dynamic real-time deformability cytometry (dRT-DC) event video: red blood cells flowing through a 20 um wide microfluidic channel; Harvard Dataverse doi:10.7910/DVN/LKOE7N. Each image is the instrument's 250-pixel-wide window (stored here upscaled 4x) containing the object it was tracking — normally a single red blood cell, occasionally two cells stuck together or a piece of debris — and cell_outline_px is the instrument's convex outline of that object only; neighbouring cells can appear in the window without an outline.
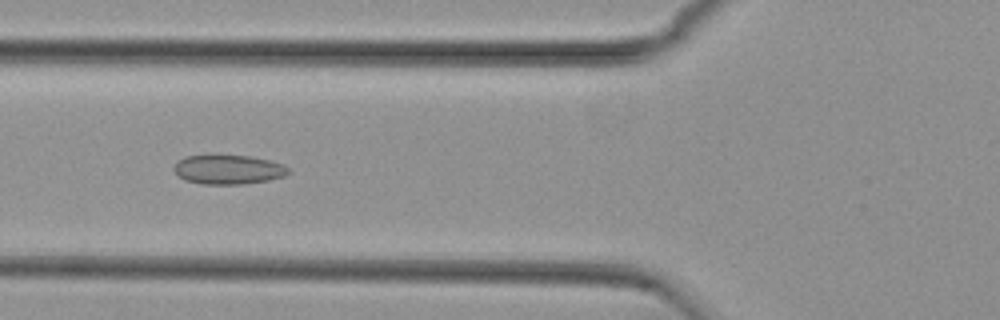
{"species": "common noctule bat (a hibernating species)", "species_latin": "Nyctalus noctula", "temperature_condition": "cold", "stored_images_in_passage": 55, "camera_frame_rate_fps": 3000, "um_per_image_px": 0.085, "animal": {"sex": "female", "body_mass_g": 29.2, "forearm_length_mm": 56.3}, "frame": {"image": 1, "passage_image": 21, "time_ms": 6.667, "image_size_px": [1000, 320], "cell_outline_px": [[292, 172], [284, 176], [268, 180], [244, 184], [200, 184], [184, 180], [172, 168], [184, 156], [212, 152], [248, 156], [268, 160], [284, 164]], "centroid_in_image_um": [19.38, 14.37], "position_along_channel_um": 106.4, "area_um2": 20.29}}
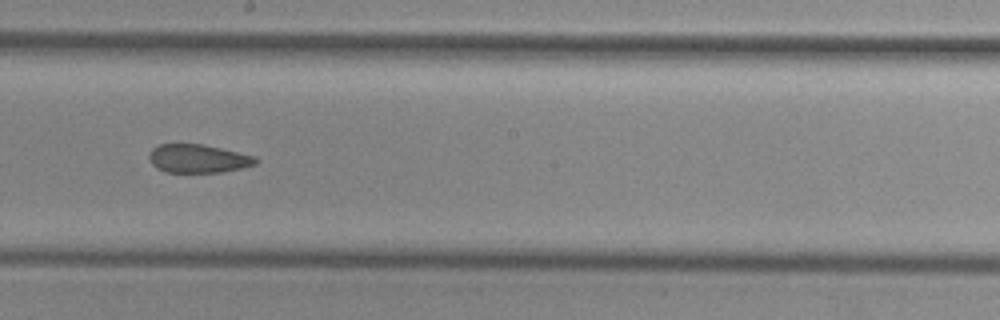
{"frame": {"image": 2, "passage_image": 31, "time_ms": 10.0, "image_size_px": [1000, 320], "cell_outline_px": [[256, 164], [224, 172], [164, 172], [156, 168], [152, 164], [148, 156], [148, 152], [152, 148], [160, 144], [204, 144], [256, 156]], "centroid_in_image_um": [16.8, 13.47], "position_along_channel_um": 231.4, "area_um2": 17.74}}
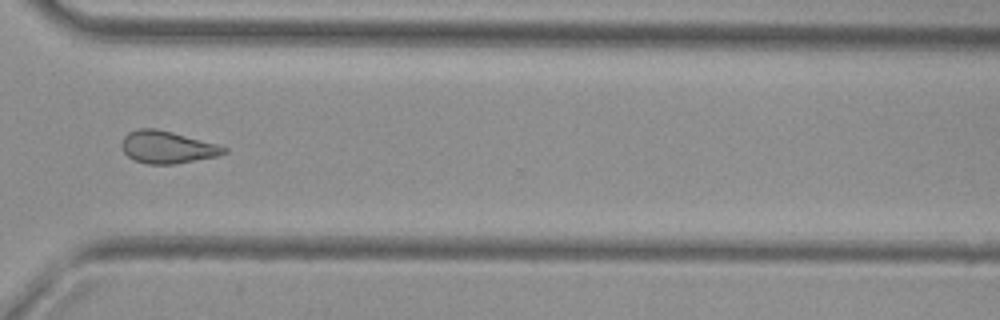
{"frame": {"image": 3, "passage_image": 41, "time_ms": 13.333, "image_size_px": [1000, 320], "cell_outline_px": [[228, 152], [216, 156], [176, 164], [148, 164], [132, 160], [124, 152], [120, 144], [124, 136], [128, 132], [140, 128], [156, 128], [172, 132], [216, 144], [228, 148]], "centroid_in_image_um": [14.18, 12.51], "position_along_channel_um": 356.4, "area_um2": 19.25}, "authors_computed_cell_mechanics": {"area_um2": 19.7676, "velocity_mm_per_s": 3.746, "shape_relaxation_time_tau1_ms": null, "shape_relaxation_time_tau2_ms": 3.1003, "deformation_change_tau1": null, "deformation_change_tau2": 0.0918}}